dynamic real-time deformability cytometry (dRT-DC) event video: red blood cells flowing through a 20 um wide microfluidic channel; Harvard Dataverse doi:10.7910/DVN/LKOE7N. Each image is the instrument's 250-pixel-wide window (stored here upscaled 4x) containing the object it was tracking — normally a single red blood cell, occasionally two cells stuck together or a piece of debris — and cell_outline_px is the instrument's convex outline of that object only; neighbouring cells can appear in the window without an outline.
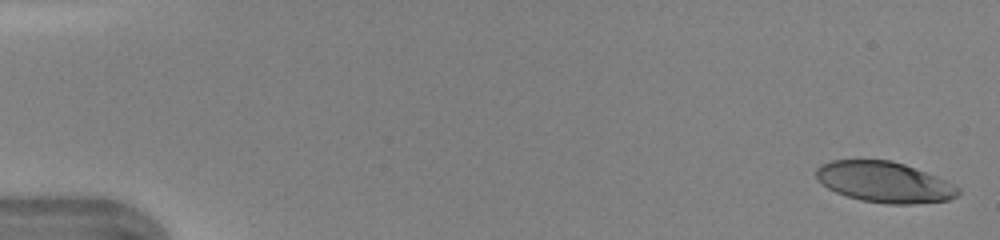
{"species": "human", "species_latin": "Homo sapiens", "temperature_condition": "warm", "stored_images_in_passage": 46, "camera_frame_rate_fps": 3000, "um_per_image_px": 0.085, "donor": {"sex": "female"}, "frame": {"image": 1, "passage_image": 1, "time_ms": 0.0, "image_size_px": [1000, 240], "cell_outline_px": [[960, 192], [956, 196], [948, 200], [912, 204], [888, 204], [860, 200], [836, 192], [828, 188], [816, 180], [816, 168], [820, 164], [832, 160], [892, 160], [904, 164], [936, 176], [960, 188]], "centroid_in_image_um": [75.14, 15.47], "position_along_channel_um": 9.9, "area_um2": 33.64}}
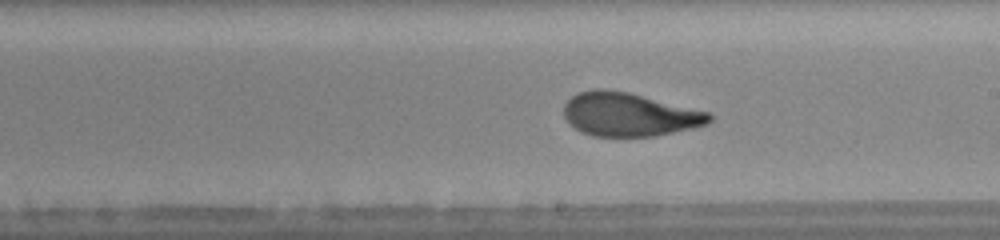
{"frame": {"image": 2, "passage_image": 27, "time_ms": 8.667, "image_size_px": [1000, 240], "cell_outline_px": [[712, 120], [708, 124], [692, 128], [652, 136], [592, 136], [580, 132], [568, 124], [564, 116], [564, 104], [572, 96], [580, 92], [592, 88], [604, 88], [628, 92], [708, 112], [712, 116]], "centroid_in_image_um": [53.43, 9.73], "position_along_channel_um": 235.6, "area_um2": 36.88}}
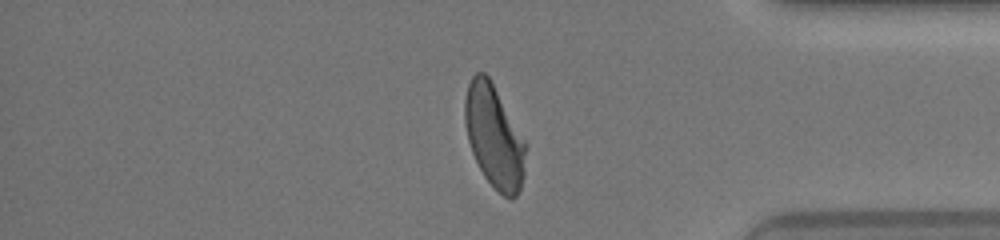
{"frame": {"image": 3, "passage_image": 39, "time_ms": 12.667, "image_size_px": [1000, 240], "cell_outline_px": [[524, 176], [520, 188], [516, 196], [512, 200], [508, 200], [484, 176], [472, 152], [468, 140], [464, 120], [464, 100], [468, 84], [472, 76], [476, 72], [484, 72], [488, 76], [524, 140]], "centroid_in_image_um": [41.97, 11.6], "position_along_channel_um": 393.2, "area_um2": 35.6}, "authors_computed_cell_mechanics": {"area_um2": 36.7608, "velocity_mm_per_s": 4.3764, "shape_relaxation_time_tau1_ms": 3.6814, "shape_relaxation_time_tau2_ms": 0.9285, "deformation_change_tau1": 0.1932, "deformation_change_tau2": 0.0759}}